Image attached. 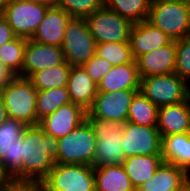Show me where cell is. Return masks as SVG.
I'll return each instance as SVG.
<instances>
[{
    "mask_svg": "<svg viewBox=\"0 0 190 191\" xmlns=\"http://www.w3.org/2000/svg\"><path fill=\"white\" fill-rule=\"evenodd\" d=\"M43 182L54 191H95L94 168L83 164H55Z\"/></svg>",
    "mask_w": 190,
    "mask_h": 191,
    "instance_id": "9",
    "label": "cell"
},
{
    "mask_svg": "<svg viewBox=\"0 0 190 191\" xmlns=\"http://www.w3.org/2000/svg\"><path fill=\"white\" fill-rule=\"evenodd\" d=\"M157 128L161 138L190 132V97L181 103L158 108Z\"/></svg>",
    "mask_w": 190,
    "mask_h": 191,
    "instance_id": "18",
    "label": "cell"
},
{
    "mask_svg": "<svg viewBox=\"0 0 190 191\" xmlns=\"http://www.w3.org/2000/svg\"><path fill=\"white\" fill-rule=\"evenodd\" d=\"M71 103L67 87L38 91L36 99L37 124L61 106Z\"/></svg>",
    "mask_w": 190,
    "mask_h": 191,
    "instance_id": "27",
    "label": "cell"
},
{
    "mask_svg": "<svg viewBox=\"0 0 190 191\" xmlns=\"http://www.w3.org/2000/svg\"><path fill=\"white\" fill-rule=\"evenodd\" d=\"M175 73L190 85V36L176 40Z\"/></svg>",
    "mask_w": 190,
    "mask_h": 191,
    "instance_id": "34",
    "label": "cell"
},
{
    "mask_svg": "<svg viewBox=\"0 0 190 191\" xmlns=\"http://www.w3.org/2000/svg\"><path fill=\"white\" fill-rule=\"evenodd\" d=\"M56 6L71 17L86 18L104 5V0H57Z\"/></svg>",
    "mask_w": 190,
    "mask_h": 191,
    "instance_id": "31",
    "label": "cell"
},
{
    "mask_svg": "<svg viewBox=\"0 0 190 191\" xmlns=\"http://www.w3.org/2000/svg\"><path fill=\"white\" fill-rule=\"evenodd\" d=\"M139 92L160 108L186 101L190 86L174 72L141 78Z\"/></svg>",
    "mask_w": 190,
    "mask_h": 191,
    "instance_id": "5",
    "label": "cell"
},
{
    "mask_svg": "<svg viewBox=\"0 0 190 191\" xmlns=\"http://www.w3.org/2000/svg\"><path fill=\"white\" fill-rule=\"evenodd\" d=\"M190 183V175L174 164L162 162L154 175L136 191H180Z\"/></svg>",
    "mask_w": 190,
    "mask_h": 191,
    "instance_id": "19",
    "label": "cell"
},
{
    "mask_svg": "<svg viewBox=\"0 0 190 191\" xmlns=\"http://www.w3.org/2000/svg\"><path fill=\"white\" fill-rule=\"evenodd\" d=\"M180 191H190V183L183 190Z\"/></svg>",
    "mask_w": 190,
    "mask_h": 191,
    "instance_id": "45",
    "label": "cell"
},
{
    "mask_svg": "<svg viewBox=\"0 0 190 191\" xmlns=\"http://www.w3.org/2000/svg\"><path fill=\"white\" fill-rule=\"evenodd\" d=\"M2 191H42V180L11 178Z\"/></svg>",
    "mask_w": 190,
    "mask_h": 191,
    "instance_id": "36",
    "label": "cell"
},
{
    "mask_svg": "<svg viewBox=\"0 0 190 191\" xmlns=\"http://www.w3.org/2000/svg\"><path fill=\"white\" fill-rule=\"evenodd\" d=\"M122 146L125 158L136 155H162V138L157 126L124 123Z\"/></svg>",
    "mask_w": 190,
    "mask_h": 191,
    "instance_id": "11",
    "label": "cell"
},
{
    "mask_svg": "<svg viewBox=\"0 0 190 191\" xmlns=\"http://www.w3.org/2000/svg\"><path fill=\"white\" fill-rule=\"evenodd\" d=\"M185 3L190 8V0H185Z\"/></svg>",
    "mask_w": 190,
    "mask_h": 191,
    "instance_id": "46",
    "label": "cell"
},
{
    "mask_svg": "<svg viewBox=\"0 0 190 191\" xmlns=\"http://www.w3.org/2000/svg\"><path fill=\"white\" fill-rule=\"evenodd\" d=\"M171 41L164 32L150 24L147 20L134 23L129 38V44L135 60L143 54L169 44Z\"/></svg>",
    "mask_w": 190,
    "mask_h": 191,
    "instance_id": "16",
    "label": "cell"
},
{
    "mask_svg": "<svg viewBox=\"0 0 190 191\" xmlns=\"http://www.w3.org/2000/svg\"><path fill=\"white\" fill-rule=\"evenodd\" d=\"M37 93L29 78L13 76L1 89L8 117L19 120L26 126L37 125Z\"/></svg>",
    "mask_w": 190,
    "mask_h": 191,
    "instance_id": "3",
    "label": "cell"
},
{
    "mask_svg": "<svg viewBox=\"0 0 190 191\" xmlns=\"http://www.w3.org/2000/svg\"><path fill=\"white\" fill-rule=\"evenodd\" d=\"M66 87L71 103L82 106L86 111L92 106L98 91L82 66L71 67Z\"/></svg>",
    "mask_w": 190,
    "mask_h": 191,
    "instance_id": "21",
    "label": "cell"
},
{
    "mask_svg": "<svg viewBox=\"0 0 190 191\" xmlns=\"http://www.w3.org/2000/svg\"><path fill=\"white\" fill-rule=\"evenodd\" d=\"M163 162L174 164L190 175V132L162 137Z\"/></svg>",
    "mask_w": 190,
    "mask_h": 191,
    "instance_id": "22",
    "label": "cell"
},
{
    "mask_svg": "<svg viewBox=\"0 0 190 191\" xmlns=\"http://www.w3.org/2000/svg\"><path fill=\"white\" fill-rule=\"evenodd\" d=\"M71 18L62 8L56 5L49 6L43 21L31 37V40L44 45L61 47L66 26Z\"/></svg>",
    "mask_w": 190,
    "mask_h": 191,
    "instance_id": "15",
    "label": "cell"
},
{
    "mask_svg": "<svg viewBox=\"0 0 190 191\" xmlns=\"http://www.w3.org/2000/svg\"><path fill=\"white\" fill-rule=\"evenodd\" d=\"M147 21L171 40L190 36V8L185 2H151Z\"/></svg>",
    "mask_w": 190,
    "mask_h": 191,
    "instance_id": "6",
    "label": "cell"
},
{
    "mask_svg": "<svg viewBox=\"0 0 190 191\" xmlns=\"http://www.w3.org/2000/svg\"><path fill=\"white\" fill-rule=\"evenodd\" d=\"M140 78L175 72L176 43L169 44L141 55L137 60Z\"/></svg>",
    "mask_w": 190,
    "mask_h": 191,
    "instance_id": "17",
    "label": "cell"
},
{
    "mask_svg": "<svg viewBox=\"0 0 190 191\" xmlns=\"http://www.w3.org/2000/svg\"><path fill=\"white\" fill-rule=\"evenodd\" d=\"M157 117L158 107L141 92H137L129 106L127 122L143 126H157Z\"/></svg>",
    "mask_w": 190,
    "mask_h": 191,
    "instance_id": "26",
    "label": "cell"
},
{
    "mask_svg": "<svg viewBox=\"0 0 190 191\" xmlns=\"http://www.w3.org/2000/svg\"><path fill=\"white\" fill-rule=\"evenodd\" d=\"M97 137L93 168L121 165L125 159L122 144L124 123L86 117Z\"/></svg>",
    "mask_w": 190,
    "mask_h": 191,
    "instance_id": "2",
    "label": "cell"
},
{
    "mask_svg": "<svg viewBox=\"0 0 190 191\" xmlns=\"http://www.w3.org/2000/svg\"><path fill=\"white\" fill-rule=\"evenodd\" d=\"M94 176L95 191H135L122 164L94 168Z\"/></svg>",
    "mask_w": 190,
    "mask_h": 191,
    "instance_id": "24",
    "label": "cell"
},
{
    "mask_svg": "<svg viewBox=\"0 0 190 191\" xmlns=\"http://www.w3.org/2000/svg\"><path fill=\"white\" fill-rule=\"evenodd\" d=\"M59 140L37 125L22 133V179L43 180L57 164Z\"/></svg>",
    "mask_w": 190,
    "mask_h": 191,
    "instance_id": "1",
    "label": "cell"
},
{
    "mask_svg": "<svg viewBox=\"0 0 190 191\" xmlns=\"http://www.w3.org/2000/svg\"><path fill=\"white\" fill-rule=\"evenodd\" d=\"M151 2H185V0H151Z\"/></svg>",
    "mask_w": 190,
    "mask_h": 191,
    "instance_id": "43",
    "label": "cell"
},
{
    "mask_svg": "<svg viewBox=\"0 0 190 191\" xmlns=\"http://www.w3.org/2000/svg\"><path fill=\"white\" fill-rule=\"evenodd\" d=\"M22 136L16 142L12 143L8 156L0 160L3 169L11 178L22 179Z\"/></svg>",
    "mask_w": 190,
    "mask_h": 191,
    "instance_id": "33",
    "label": "cell"
},
{
    "mask_svg": "<svg viewBox=\"0 0 190 191\" xmlns=\"http://www.w3.org/2000/svg\"><path fill=\"white\" fill-rule=\"evenodd\" d=\"M61 48L70 66H82L95 55L96 42L85 18H71Z\"/></svg>",
    "mask_w": 190,
    "mask_h": 191,
    "instance_id": "7",
    "label": "cell"
},
{
    "mask_svg": "<svg viewBox=\"0 0 190 191\" xmlns=\"http://www.w3.org/2000/svg\"><path fill=\"white\" fill-rule=\"evenodd\" d=\"M7 110L4 105V100L0 90V125L8 119Z\"/></svg>",
    "mask_w": 190,
    "mask_h": 191,
    "instance_id": "40",
    "label": "cell"
},
{
    "mask_svg": "<svg viewBox=\"0 0 190 191\" xmlns=\"http://www.w3.org/2000/svg\"><path fill=\"white\" fill-rule=\"evenodd\" d=\"M42 191H54V190H51L42 180Z\"/></svg>",
    "mask_w": 190,
    "mask_h": 191,
    "instance_id": "44",
    "label": "cell"
},
{
    "mask_svg": "<svg viewBox=\"0 0 190 191\" xmlns=\"http://www.w3.org/2000/svg\"><path fill=\"white\" fill-rule=\"evenodd\" d=\"M151 0H104V6L133 24L147 20Z\"/></svg>",
    "mask_w": 190,
    "mask_h": 191,
    "instance_id": "28",
    "label": "cell"
},
{
    "mask_svg": "<svg viewBox=\"0 0 190 191\" xmlns=\"http://www.w3.org/2000/svg\"><path fill=\"white\" fill-rule=\"evenodd\" d=\"M65 61L64 52L61 47L44 45L27 39L22 71L17 76L29 78L36 71L63 64Z\"/></svg>",
    "mask_w": 190,
    "mask_h": 191,
    "instance_id": "13",
    "label": "cell"
},
{
    "mask_svg": "<svg viewBox=\"0 0 190 191\" xmlns=\"http://www.w3.org/2000/svg\"><path fill=\"white\" fill-rule=\"evenodd\" d=\"M96 85L113 67L110 62L94 55L88 62L82 65Z\"/></svg>",
    "mask_w": 190,
    "mask_h": 191,
    "instance_id": "35",
    "label": "cell"
},
{
    "mask_svg": "<svg viewBox=\"0 0 190 191\" xmlns=\"http://www.w3.org/2000/svg\"><path fill=\"white\" fill-rule=\"evenodd\" d=\"M140 76L137 61L113 66L97 85V92L140 90Z\"/></svg>",
    "mask_w": 190,
    "mask_h": 191,
    "instance_id": "20",
    "label": "cell"
},
{
    "mask_svg": "<svg viewBox=\"0 0 190 191\" xmlns=\"http://www.w3.org/2000/svg\"><path fill=\"white\" fill-rule=\"evenodd\" d=\"M48 5L28 0H10L2 16L18 37L31 39L43 21Z\"/></svg>",
    "mask_w": 190,
    "mask_h": 191,
    "instance_id": "10",
    "label": "cell"
},
{
    "mask_svg": "<svg viewBox=\"0 0 190 191\" xmlns=\"http://www.w3.org/2000/svg\"><path fill=\"white\" fill-rule=\"evenodd\" d=\"M28 1H33V2H38V3H43L48 6H53L56 4L57 0H28Z\"/></svg>",
    "mask_w": 190,
    "mask_h": 191,
    "instance_id": "41",
    "label": "cell"
},
{
    "mask_svg": "<svg viewBox=\"0 0 190 191\" xmlns=\"http://www.w3.org/2000/svg\"><path fill=\"white\" fill-rule=\"evenodd\" d=\"M87 111L80 105L69 103L41 119L38 125L45 133L59 139L86 120Z\"/></svg>",
    "mask_w": 190,
    "mask_h": 191,
    "instance_id": "14",
    "label": "cell"
},
{
    "mask_svg": "<svg viewBox=\"0 0 190 191\" xmlns=\"http://www.w3.org/2000/svg\"><path fill=\"white\" fill-rule=\"evenodd\" d=\"M27 39L16 37L0 47V60L2 65L13 75L17 76L22 71L24 49Z\"/></svg>",
    "mask_w": 190,
    "mask_h": 191,
    "instance_id": "29",
    "label": "cell"
},
{
    "mask_svg": "<svg viewBox=\"0 0 190 191\" xmlns=\"http://www.w3.org/2000/svg\"><path fill=\"white\" fill-rule=\"evenodd\" d=\"M10 0H0V15H2L5 11Z\"/></svg>",
    "mask_w": 190,
    "mask_h": 191,
    "instance_id": "42",
    "label": "cell"
},
{
    "mask_svg": "<svg viewBox=\"0 0 190 191\" xmlns=\"http://www.w3.org/2000/svg\"><path fill=\"white\" fill-rule=\"evenodd\" d=\"M85 19L96 44L129 43L133 23L104 5Z\"/></svg>",
    "mask_w": 190,
    "mask_h": 191,
    "instance_id": "8",
    "label": "cell"
},
{
    "mask_svg": "<svg viewBox=\"0 0 190 191\" xmlns=\"http://www.w3.org/2000/svg\"><path fill=\"white\" fill-rule=\"evenodd\" d=\"M162 162V155H136L125 158L122 165L136 191L154 175Z\"/></svg>",
    "mask_w": 190,
    "mask_h": 191,
    "instance_id": "23",
    "label": "cell"
},
{
    "mask_svg": "<svg viewBox=\"0 0 190 191\" xmlns=\"http://www.w3.org/2000/svg\"><path fill=\"white\" fill-rule=\"evenodd\" d=\"M71 67L66 61L33 73L29 79L37 91L66 87Z\"/></svg>",
    "mask_w": 190,
    "mask_h": 191,
    "instance_id": "25",
    "label": "cell"
},
{
    "mask_svg": "<svg viewBox=\"0 0 190 191\" xmlns=\"http://www.w3.org/2000/svg\"><path fill=\"white\" fill-rule=\"evenodd\" d=\"M139 90H120L115 92H97L86 117L126 123L129 106Z\"/></svg>",
    "mask_w": 190,
    "mask_h": 191,
    "instance_id": "12",
    "label": "cell"
},
{
    "mask_svg": "<svg viewBox=\"0 0 190 191\" xmlns=\"http://www.w3.org/2000/svg\"><path fill=\"white\" fill-rule=\"evenodd\" d=\"M58 140V164L93 165L97 137L87 119Z\"/></svg>",
    "mask_w": 190,
    "mask_h": 191,
    "instance_id": "4",
    "label": "cell"
},
{
    "mask_svg": "<svg viewBox=\"0 0 190 191\" xmlns=\"http://www.w3.org/2000/svg\"><path fill=\"white\" fill-rule=\"evenodd\" d=\"M13 75L2 65L0 60V90L10 81Z\"/></svg>",
    "mask_w": 190,
    "mask_h": 191,
    "instance_id": "38",
    "label": "cell"
},
{
    "mask_svg": "<svg viewBox=\"0 0 190 191\" xmlns=\"http://www.w3.org/2000/svg\"><path fill=\"white\" fill-rule=\"evenodd\" d=\"M25 127L21 121L10 118L0 125V160L8 156L12 143L20 139Z\"/></svg>",
    "mask_w": 190,
    "mask_h": 191,
    "instance_id": "32",
    "label": "cell"
},
{
    "mask_svg": "<svg viewBox=\"0 0 190 191\" xmlns=\"http://www.w3.org/2000/svg\"><path fill=\"white\" fill-rule=\"evenodd\" d=\"M95 55L107 60L112 66L123 65L135 61L129 43L96 44Z\"/></svg>",
    "mask_w": 190,
    "mask_h": 191,
    "instance_id": "30",
    "label": "cell"
},
{
    "mask_svg": "<svg viewBox=\"0 0 190 191\" xmlns=\"http://www.w3.org/2000/svg\"><path fill=\"white\" fill-rule=\"evenodd\" d=\"M10 179L11 176L3 169L2 165L0 164V191L5 188Z\"/></svg>",
    "mask_w": 190,
    "mask_h": 191,
    "instance_id": "39",
    "label": "cell"
},
{
    "mask_svg": "<svg viewBox=\"0 0 190 191\" xmlns=\"http://www.w3.org/2000/svg\"><path fill=\"white\" fill-rule=\"evenodd\" d=\"M16 37L14 30L9 26L6 19L0 15V47Z\"/></svg>",
    "mask_w": 190,
    "mask_h": 191,
    "instance_id": "37",
    "label": "cell"
}]
</instances>
